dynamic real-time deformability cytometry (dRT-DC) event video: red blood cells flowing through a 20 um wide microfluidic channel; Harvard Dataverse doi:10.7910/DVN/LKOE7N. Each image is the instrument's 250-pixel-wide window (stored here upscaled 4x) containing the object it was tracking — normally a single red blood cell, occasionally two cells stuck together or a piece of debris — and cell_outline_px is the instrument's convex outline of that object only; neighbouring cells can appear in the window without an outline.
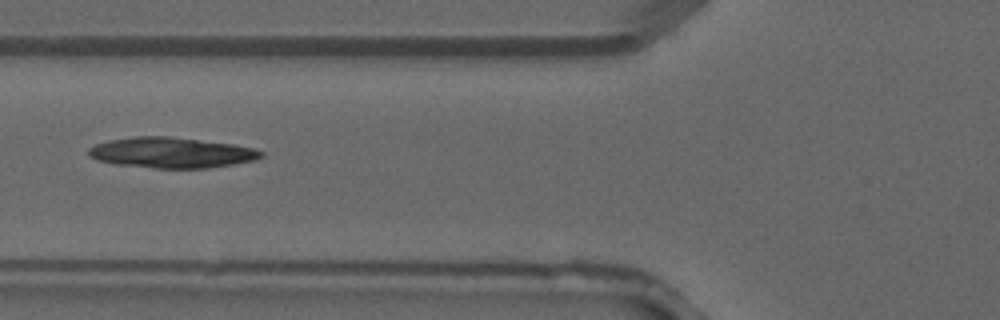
{"species": "common noctule bat (a hibernating species)", "species_latin": "Nyctalus noctula", "temperature_condition": "warm", "stored_images_in_passage": 3, "camera_frame_rate_fps": 3000, "um_per_image_px": 0.085, "animal": {"sex": "male", "forearm_length_mm": 52.5}, "frame": {"image": 1, "passage_image": 3, "time_ms": 0.667, "image_size_px": [1000, 320], "cell_outline_px": [[264, 156], [252, 160], [232, 164], [208, 168], [156, 168], [116, 164], [96, 160], [88, 156], [88, 148], [96, 144], [108, 140], [136, 136], [168, 136], [232, 144], [256, 148], [264, 152]], "centroid_in_image_um": [14.55, 12.97], "position_along_channel_um": 111.3, "area_um2": 30.69}}